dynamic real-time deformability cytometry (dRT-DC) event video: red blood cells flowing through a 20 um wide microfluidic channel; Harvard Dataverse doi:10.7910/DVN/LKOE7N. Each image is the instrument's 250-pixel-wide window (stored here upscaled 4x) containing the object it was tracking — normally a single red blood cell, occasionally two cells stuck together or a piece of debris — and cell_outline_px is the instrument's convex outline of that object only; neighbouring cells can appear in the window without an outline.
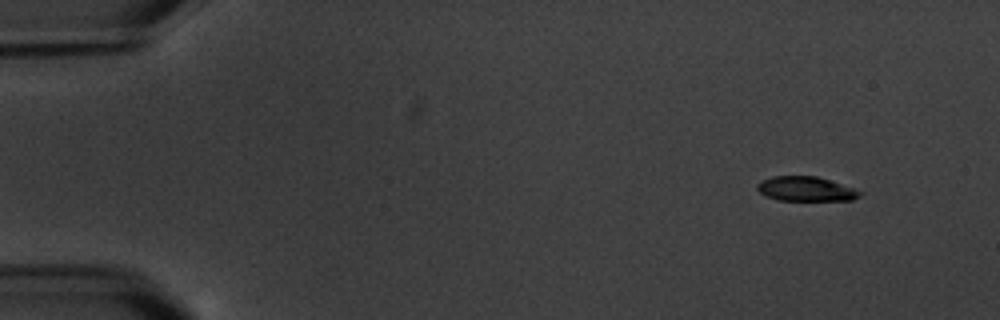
{"species": "common noctule bat (a hibernating species)", "species_latin": "Nyctalus noctula", "temperature_condition": "warm", "stored_images_in_passage": 4, "camera_frame_rate_fps": 3000, "um_per_image_px": 0.085, "animal": {"sex": "male", "body_mass_g": 20.1, "forearm_length_mm": 53.5}, "frame": {"image": 1, "passage_image": 1, "time_ms": 0.0, "image_size_px": [1000, 320], "cell_outline_px": [[864, 192], [860, 196], [852, 200], [780, 200], [764, 196], [756, 188], [756, 184], [772, 176], [816, 176]], "centroid_in_image_um": [68.47, 16.06], "position_along_channel_um": 16.5, "area_um2": 14.51}}
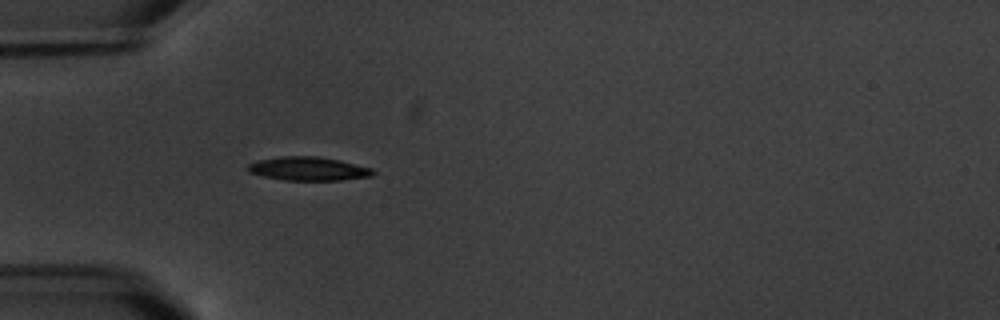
{"frame": {"image": 2, "passage_image": 4, "time_ms": 4.333, "image_size_px": [1000, 320], "cell_outline_px": [[376, 172], [372, 176], [340, 180], [284, 180], [264, 176], [248, 172], [248, 164], [256, 160], [280, 156], [316, 156], [340, 160], [372, 168]], "centroid_in_image_um": [26.21, 14.33], "position_along_channel_um": 58.8, "area_um2": 17.28}}